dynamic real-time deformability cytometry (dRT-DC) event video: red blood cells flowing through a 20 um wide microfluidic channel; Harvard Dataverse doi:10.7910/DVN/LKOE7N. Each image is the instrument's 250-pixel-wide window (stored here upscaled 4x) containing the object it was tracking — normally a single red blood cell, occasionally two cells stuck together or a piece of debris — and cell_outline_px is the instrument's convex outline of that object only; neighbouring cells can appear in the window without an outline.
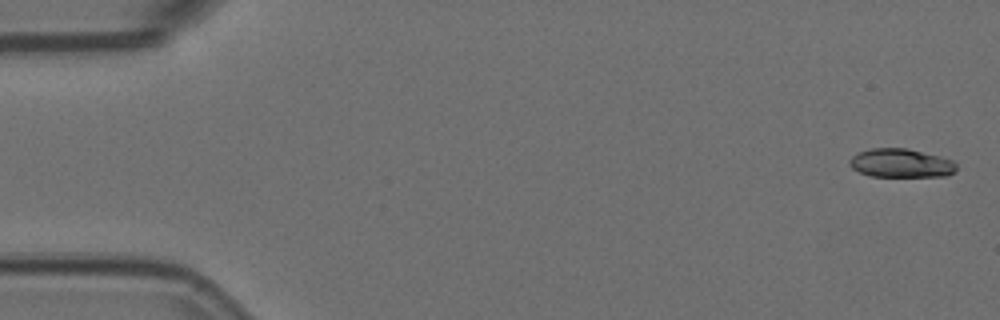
{"species": "Egyptian fruit bat (a non-hibernating species)", "species_latin": "Rousettus aegyptiacus", "temperature_condition": "room temperature", "stored_images_in_passage": 5, "camera_frame_rate_fps": 3000, "um_per_image_px": 0.085, "animal": {"sex": "female"}, "frame": {"image": 1, "passage_image": 1, "time_ms": 0.0, "image_size_px": [1000, 320], "cell_outline_px": [[956, 172], [948, 176], [872, 176], [860, 172], [852, 168], [848, 164], [848, 160], [856, 152], [872, 148], [908, 148], [940, 156], [952, 160], [956, 164]], "centroid_in_image_um": [76.57, 13.86], "position_along_channel_um": 8.4, "area_um2": 18.03}}
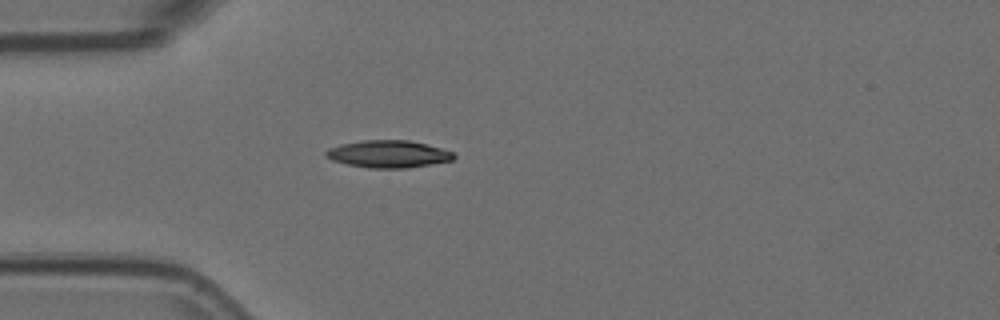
{"frame": {"image": 2, "passage_image": 5, "time_ms": 1.333, "image_size_px": [1000, 320], "cell_outline_px": [[456, 156], [452, 160], [408, 168], [368, 168], [348, 164], [332, 160], [324, 156], [324, 152], [328, 148], [340, 144], [364, 140], [408, 140], [440, 148], [452, 152]], "centroid_in_image_um": [32.96, 13.09], "position_along_channel_um": 52.0, "area_um2": 20.23}}